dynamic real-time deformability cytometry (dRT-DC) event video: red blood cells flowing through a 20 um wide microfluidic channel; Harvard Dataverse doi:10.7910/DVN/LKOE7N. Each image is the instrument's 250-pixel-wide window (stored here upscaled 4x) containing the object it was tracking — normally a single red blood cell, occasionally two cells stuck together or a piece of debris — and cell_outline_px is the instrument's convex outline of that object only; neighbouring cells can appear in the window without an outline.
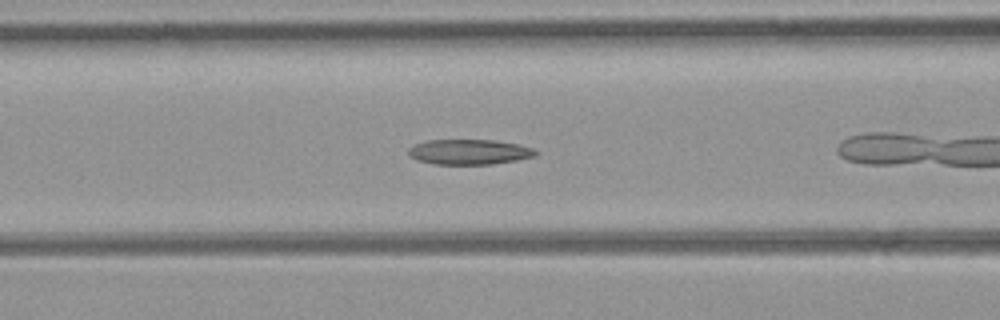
{"species": "common noctule bat (a hibernating species)", "species_latin": "Nyctalus noctula", "temperature_condition": "room temperature", "stored_images_in_passage": 33, "camera_frame_rate_fps": 3000, "um_per_image_px": 0.085, "animal": {"sex": "female", "body_mass_g": 21.9}, "frame": {"image": 1, "passage_image": 6, "time_ms": 1.667, "image_size_px": [1000, 320], "cell_outline_px": [[540, 152], [536, 156], [516, 160], [492, 164], [432, 164], [416, 160], [408, 156], [408, 148], [416, 144], [428, 140], [496, 140], [516, 144], [532, 148]], "centroid_in_image_um": [39.87, 12.92], "position_along_channel_um": 126.7, "area_um2": 18.73}}
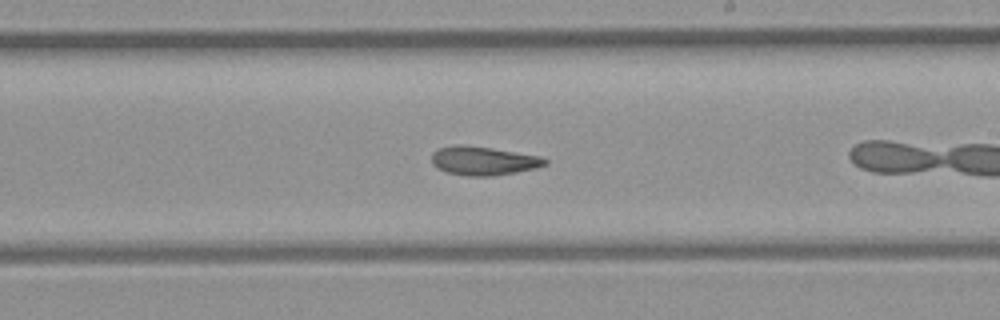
{"frame": {"image": 2, "passage_image": 15, "time_ms": 4.667, "image_size_px": [1000, 320], "cell_outline_px": [[548, 164], [536, 168], [516, 172], [492, 176], [468, 176], [448, 172], [436, 168], [432, 164], [432, 152], [440, 148], [452, 144], [464, 144], [492, 148], [540, 156], [548, 160]], "centroid_in_image_um": [41.08, 13.66], "position_along_channel_um": 247.9, "area_um2": 19.13}, "authors_computed_cell_mechanics": {"area_um2": 19.2474, "velocity_mm_per_s": 4.032, "shape_relaxation_time_tau1_ms": null, "shape_relaxation_time_tau2_ms": 4.9506, "deformation_change_tau1": null, "deformation_change_tau2": 0.1307}}